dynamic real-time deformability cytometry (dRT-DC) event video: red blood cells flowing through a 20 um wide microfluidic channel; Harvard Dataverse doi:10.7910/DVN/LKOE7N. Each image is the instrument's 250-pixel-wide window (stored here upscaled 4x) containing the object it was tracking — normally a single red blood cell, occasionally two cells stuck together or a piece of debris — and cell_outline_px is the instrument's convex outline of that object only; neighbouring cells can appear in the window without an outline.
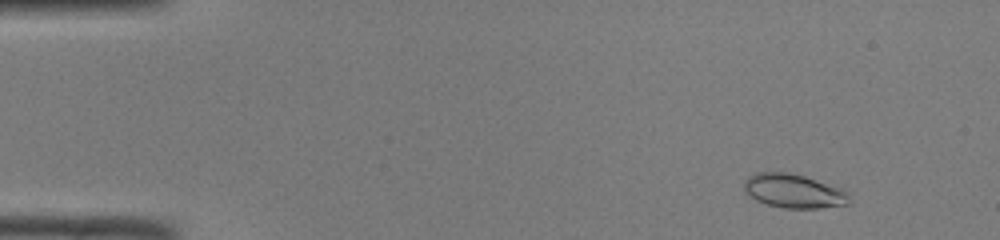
{"species": "common noctule bat (a hibernating species)", "species_latin": "Nyctalus noctula", "temperature_condition": "room temperature", "stored_images_in_passage": 50, "camera_frame_rate_fps": 3000, "um_per_image_px": 0.085, "animal": {"sex": "male", "body_mass_g": 19.0, "forearm_length_mm": 50.8}, "frame": {"image": 1, "passage_image": 5, "time_ms": 1.333, "image_size_px": [1000, 240], "cell_outline_px": [[852, 200], [848, 204], [816, 208], [784, 208], [768, 204], [756, 200], [748, 196], [744, 188], [744, 180], [748, 176], [756, 172], [792, 172], [804, 176], [836, 188], [844, 192]], "centroid_in_image_um": [67.38, 16.23], "position_along_channel_um": 17.6, "area_um2": 20.46}}
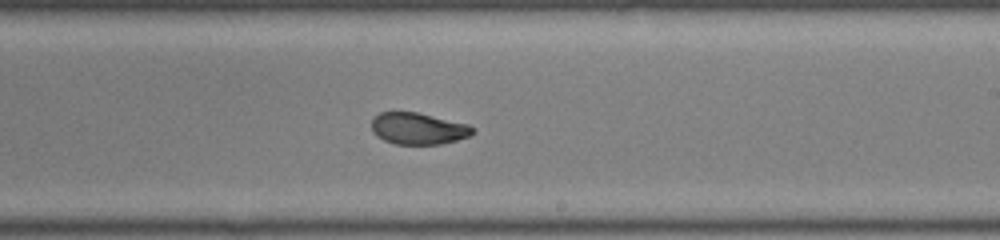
{"frame": {"image": 2, "passage_image": 30, "time_ms": 9.667, "image_size_px": [1000, 240], "cell_outline_px": [[476, 132], [468, 136], [456, 140], [440, 144], [396, 144], [384, 140], [376, 136], [372, 132], [372, 116], [380, 112], [416, 112], [468, 124], [476, 128]], "centroid_in_image_um": [35.53, 10.92], "position_along_channel_um": 253.5, "area_um2": 18.73}}
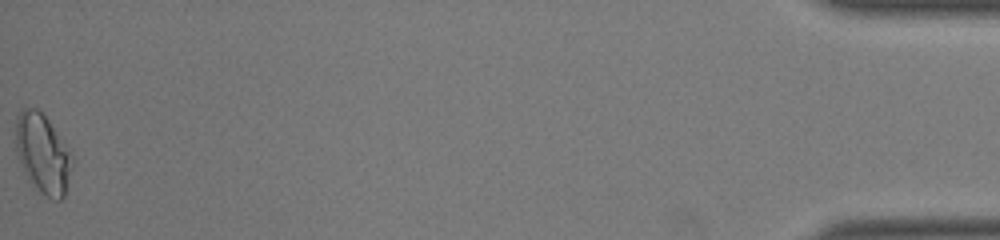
{"frame": {"image": 3, "passage_image": 50, "time_ms": 16.333, "image_size_px": [1000, 240], "cell_outline_px": [[72, 164], [64, 196], [60, 200], [52, 200], [32, 188], [24, 172], [16, 152], [16, 116], [20, 108], [36, 108], [48, 120], [72, 156]], "centroid_in_image_um": [3.59, 13.09], "position_along_channel_um": 431.6, "area_um2": 25.95}, "authors_computed_cell_mechanics": {"area_um2": 20.0855, "velocity_mm_per_s": 4.1051, "shape_relaxation_time_tau1_ms": null, "shape_relaxation_time_tau2_ms": 1.6495, "deformation_change_tau1": null, "deformation_change_tau2": 0.0538}}